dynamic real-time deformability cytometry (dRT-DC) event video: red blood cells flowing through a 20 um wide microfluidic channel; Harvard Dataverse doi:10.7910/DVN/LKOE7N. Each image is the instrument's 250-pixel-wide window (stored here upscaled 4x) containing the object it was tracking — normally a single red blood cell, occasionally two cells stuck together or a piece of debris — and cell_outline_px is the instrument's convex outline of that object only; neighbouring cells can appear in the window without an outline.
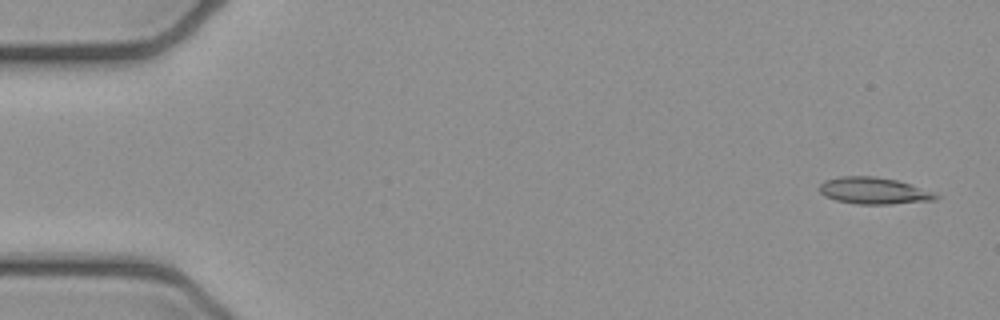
{"species": "common noctule bat (a hibernating species)", "species_latin": "Nyctalus noctula", "temperature_condition": "cold", "stored_images_in_passage": 51, "camera_frame_rate_fps": 3000, "um_per_image_px": 0.085, "animal": {"sex": "female", "body_mass_g": 21.9}, "frame": {"image": 1, "passage_image": 2, "time_ms": 0.333, "image_size_px": [1000, 320], "cell_outline_px": [[940, 196], [936, 200], [892, 204], [856, 204], [836, 200], [824, 196], [820, 192], [820, 184], [824, 180], [840, 176], [872, 176], [896, 180], [932, 192]], "centroid_in_image_um": [74.23, 16.22], "position_along_channel_um": 10.8, "area_um2": 17.98}}
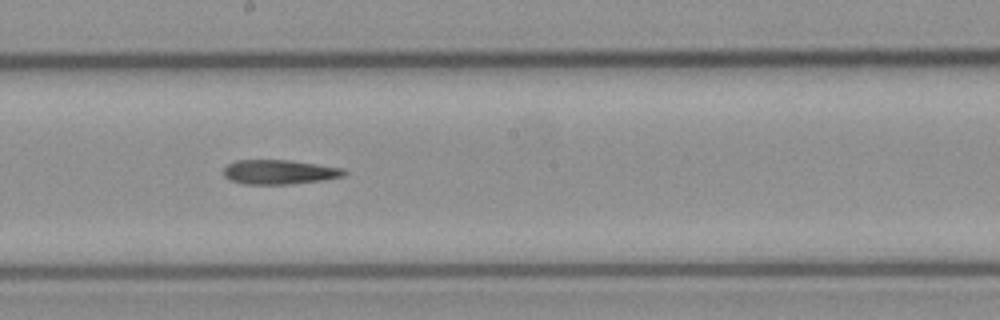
{"frame": {"image": 2, "passage_image": 28, "time_ms": 9.0, "image_size_px": [1000, 320], "cell_outline_px": [[348, 172], [344, 176], [324, 180], [288, 184], [244, 184], [232, 180], [224, 176], [224, 168], [228, 164], [236, 160], [292, 160], [344, 168]], "centroid_in_image_um": [23.79, 14.61], "position_along_channel_um": 224.4, "area_um2": 17.22}}
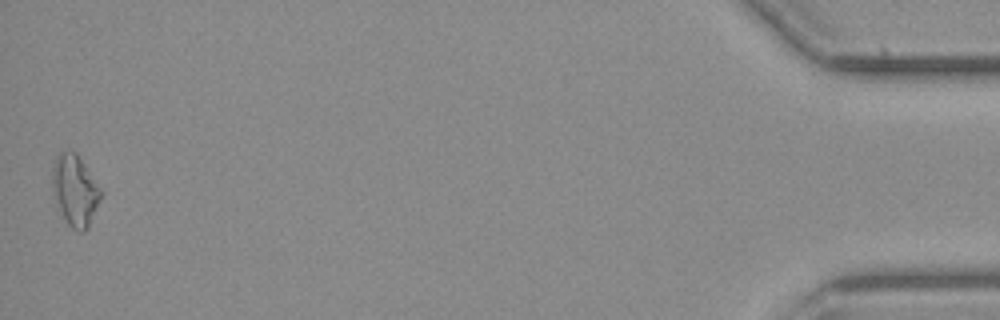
{"frame": {"image": 3, "passage_image": 51, "time_ms": 16.667, "image_size_px": [1000, 320], "cell_outline_px": [[104, 192], [88, 228], [84, 232], [80, 232], [72, 228], [68, 224], [60, 208], [52, 188], [52, 164], [56, 156], [60, 152], [76, 152]], "centroid_in_image_um": [6.4, 16.17], "position_along_channel_um": 428.8, "area_um2": 19.94}, "authors_computed_cell_mechanics": {"area_um2": 17.6868, "velocity_mm_per_s": 3.9489, "shape_relaxation_time_tau1_ms": 6.9129, "shape_relaxation_time_tau2_ms": null, "deformation_change_tau1": 0.1847, "deformation_change_tau2": null}}